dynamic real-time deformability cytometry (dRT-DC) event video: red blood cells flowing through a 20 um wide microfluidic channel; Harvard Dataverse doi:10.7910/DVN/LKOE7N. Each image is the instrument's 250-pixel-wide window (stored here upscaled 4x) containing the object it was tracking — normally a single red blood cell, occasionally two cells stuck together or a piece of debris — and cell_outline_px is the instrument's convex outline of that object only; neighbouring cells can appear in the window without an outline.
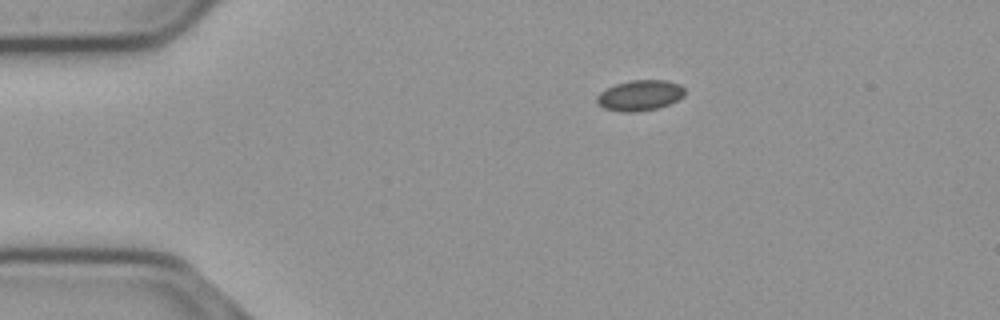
{"species": "common noctule bat (a hibernating species)", "species_latin": "Nyctalus noctula", "temperature_condition": "cold", "stored_images_in_passage": 46, "camera_frame_rate_fps": 3000, "um_per_image_px": 0.085, "animal": {"sex": "male", "body_mass_g": 23.1, "forearm_length_mm": 52.7}, "frame": {"image": 1, "passage_image": 1, "time_ms": 0.0, "image_size_px": [1000, 320], "cell_outline_px": [[684, 96], [668, 104], [656, 108], [636, 112], [620, 112], [604, 108], [596, 100], [596, 96], [600, 92], [616, 84], [632, 80], [664, 80], [680, 84], [684, 88]], "centroid_in_image_um": [54.38, 8.11], "position_along_channel_um": 30.6, "area_um2": 15.49}}
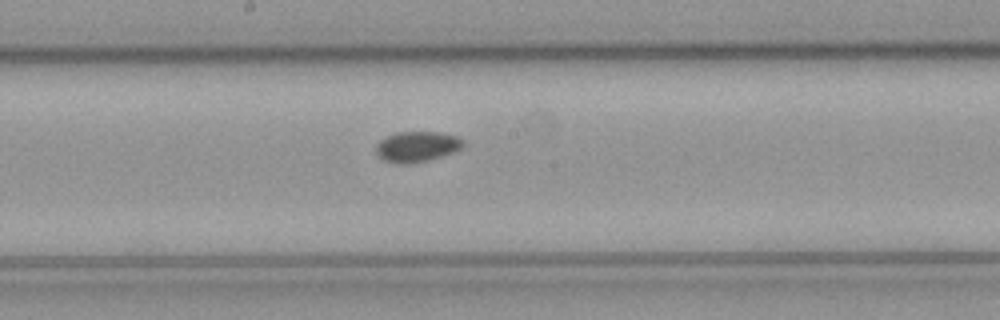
{"frame": {"image": 2, "passage_image": 20, "time_ms": 6.333, "image_size_px": [1000, 320], "cell_outline_px": [[464, 144], [460, 148], [452, 152], [428, 160], [408, 164], [396, 164], [384, 160], [376, 152], [376, 144], [380, 140], [396, 132], [440, 132], [456, 136], [464, 140]], "centroid_in_image_um": [35.42, 12.46], "position_along_channel_um": 212.8, "area_um2": 15.37}}
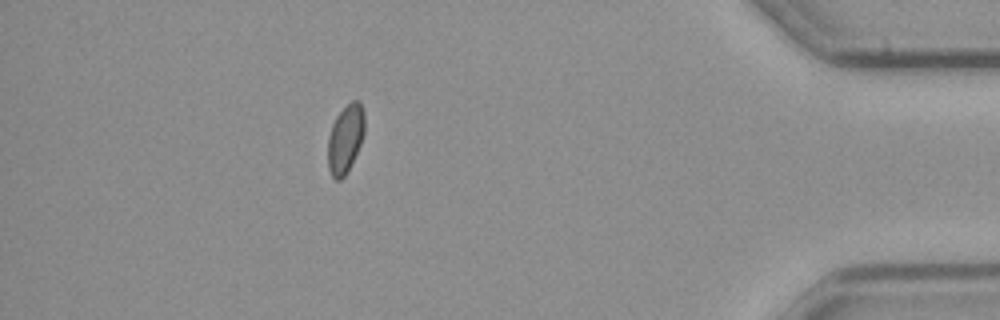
{"frame": {"image": 3, "passage_image": 40, "time_ms": 13.0, "image_size_px": [1000, 320], "cell_outline_px": [[364, 132], [360, 144], [344, 176], [340, 180], [336, 180], [332, 176], [328, 168], [328, 136], [332, 124], [336, 116], [352, 100], [360, 100], [364, 112]], "centroid_in_image_um": [29.34, 11.76], "position_along_channel_um": 405.9, "area_um2": 14.39}}